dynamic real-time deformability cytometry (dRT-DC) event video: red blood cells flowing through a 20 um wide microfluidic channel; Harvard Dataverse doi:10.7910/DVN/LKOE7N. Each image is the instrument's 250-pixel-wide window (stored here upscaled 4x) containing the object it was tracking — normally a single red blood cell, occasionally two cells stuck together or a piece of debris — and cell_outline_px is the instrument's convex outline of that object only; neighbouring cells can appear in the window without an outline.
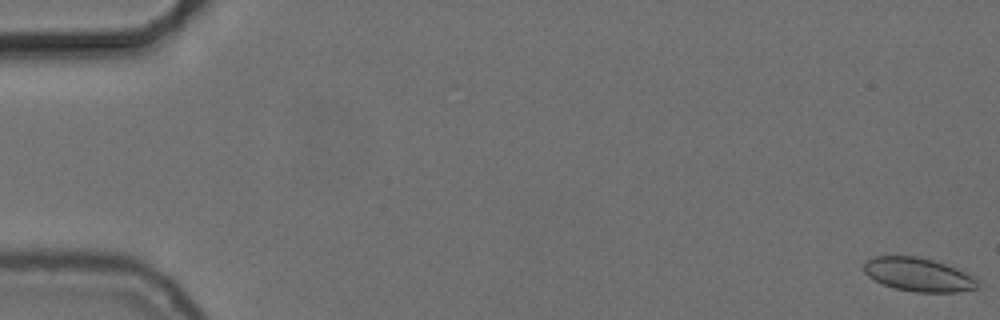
{"species": "common noctule bat (a hibernating species)", "species_latin": "Nyctalus noctula", "temperature_condition": "cold", "stored_images_in_passage": 56, "camera_frame_rate_fps": 3000, "um_per_image_px": 0.085, "animal": {"sex": "female", "body_mass_g": 24.6, "forearm_length_mm": 56.2}, "frame": {"image": 1, "passage_image": 1, "time_ms": 0.0, "image_size_px": [1000, 320], "cell_outline_px": [[980, 288], [956, 292], [916, 292], [896, 288], [884, 284], [868, 276], [864, 272], [864, 264], [872, 256], [916, 256], [932, 260], [956, 268], [972, 276], [980, 284]], "centroid_in_image_um": [78.08, 23.34], "position_along_channel_um": 6.9, "area_um2": 22.02}}
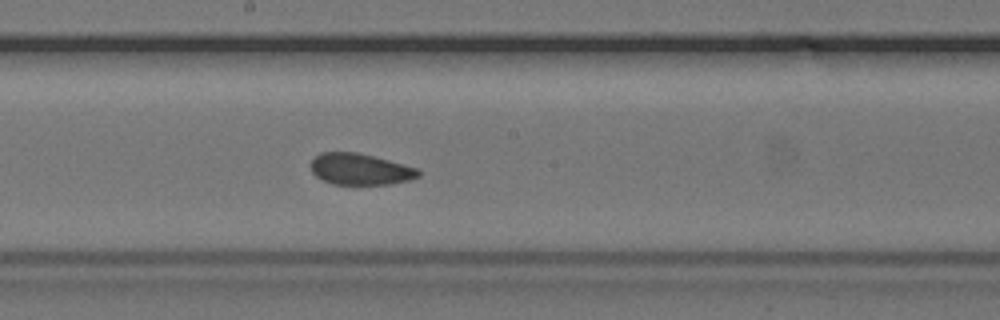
{"frame": {"image": 2, "passage_image": 31, "time_ms": 10.0, "image_size_px": [1000, 320], "cell_outline_px": [[420, 176], [408, 180], [388, 184], [332, 184], [320, 180], [312, 172], [312, 160], [320, 152], [356, 152], [420, 168]], "centroid_in_image_um": [30.62, 14.38], "position_along_channel_um": 217.6, "area_um2": 19.59}}
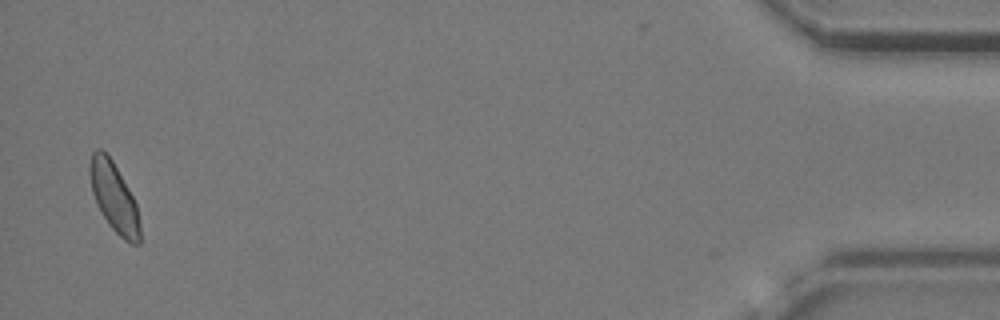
{"frame": {"image": 3, "passage_image": 55, "time_ms": 18.0, "image_size_px": [1000, 320], "cell_outline_px": [[140, 244], [132, 244], [124, 240], [108, 224], [100, 212], [96, 204], [92, 192], [88, 172], [88, 164], [92, 152], [96, 148], [100, 148], [112, 160], [128, 188], [136, 204], [140, 224]], "centroid_in_image_um": [9.66, 16.76], "position_along_channel_um": 425.5, "area_um2": 20.35}, "authors_computed_cell_mechanics": {"area_um2": 20.6635, "velocity_mm_per_s": 3.6956, "shape_relaxation_time_tau1_ms": null, "shape_relaxation_time_tau2_ms": 1.1333, "deformation_change_tau1": null, "deformation_change_tau2": 0.0537}}